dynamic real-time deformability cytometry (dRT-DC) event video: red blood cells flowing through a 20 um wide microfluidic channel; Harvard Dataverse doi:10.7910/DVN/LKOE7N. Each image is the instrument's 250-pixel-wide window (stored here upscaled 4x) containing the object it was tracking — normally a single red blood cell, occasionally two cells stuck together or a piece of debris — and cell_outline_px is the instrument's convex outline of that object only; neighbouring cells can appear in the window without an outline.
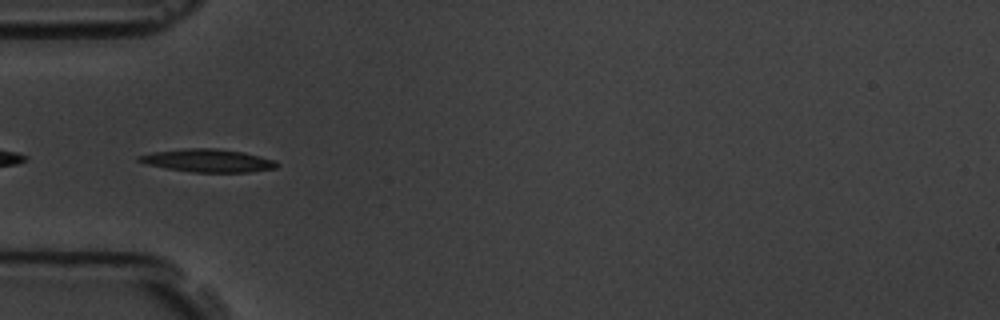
{"species": "common noctule bat (a hibernating species)", "species_latin": "Nyctalus noctula", "temperature_condition": "room temperature", "stored_images_in_passage": 6, "camera_frame_rate_fps": 3000, "um_per_image_px": 0.085, "animal": {"sex": "male", "body_mass_g": 19.5, "forearm_length_mm": 54.6}, "frame": {"image": 1, "passage_image": 5, "time_ms": 4.667, "image_size_px": [1000, 320], "cell_outline_px": [[280, 164], [276, 168], [248, 172], [192, 172], [164, 168], [148, 164], [136, 160], [136, 156], [152, 152], [188, 148], [216, 148], [244, 152], [276, 160]], "centroid_in_image_um": [17.68, 13.65], "position_along_channel_um": 67.3, "area_um2": 18.55}}
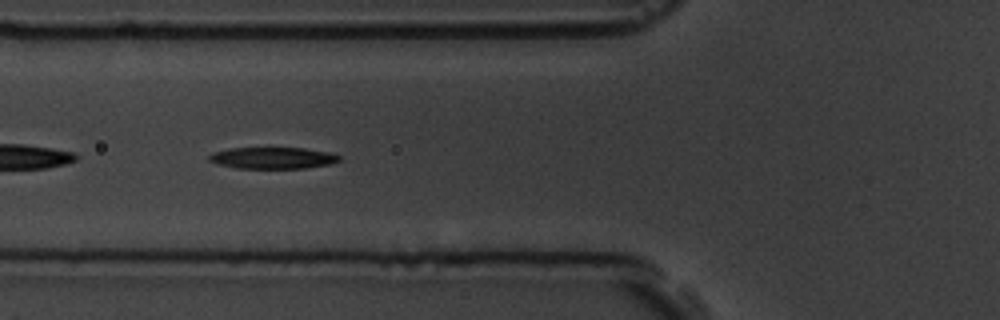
{"frame": {"image": 2, "passage_image": 6, "time_ms": 5.667, "image_size_px": [1000, 320], "cell_outline_px": [[340, 160], [332, 164], [304, 168], [236, 168], [216, 164], [208, 160], [208, 156], [212, 152], [228, 148], [304, 148], [332, 152], [340, 156]], "centroid_in_image_um": [23.18, 13.42], "position_along_channel_um": 102.6, "area_um2": 16.53}}